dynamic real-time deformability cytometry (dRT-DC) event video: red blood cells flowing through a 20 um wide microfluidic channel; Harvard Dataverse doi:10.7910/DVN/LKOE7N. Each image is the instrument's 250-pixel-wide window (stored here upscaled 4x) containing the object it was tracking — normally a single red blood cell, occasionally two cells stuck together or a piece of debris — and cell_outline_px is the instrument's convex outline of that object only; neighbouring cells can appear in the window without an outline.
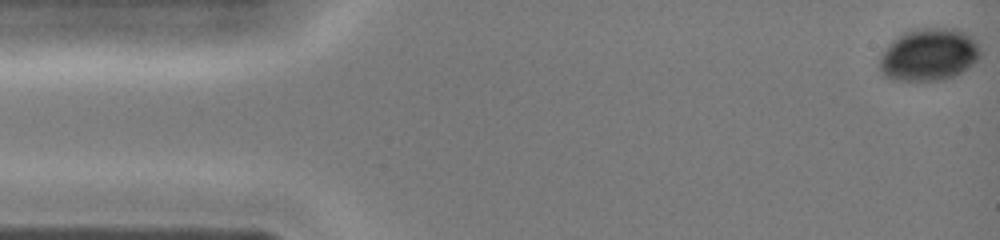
{"species": "common noctule bat (a hibernating species)", "species_latin": "Nyctalus noctula", "temperature_condition": "cold", "stored_images_in_passage": 41, "camera_frame_rate_fps": 3000, "um_per_image_px": 0.085, "animal": {"sex": "female", "body_mass_g": 19.0, "forearm_length_mm": 51.5}, "frame": {"image": 1, "passage_image": 1, "time_ms": 0.0, "image_size_px": [1000, 240], "cell_outline_px": [[984, 52], [968, 68], [956, 76], [944, 80], [892, 80], [884, 76], [880, 72], [880, 56], [888, 44], [892, 40], [904, 32], [916, 28], [956, 28], [972, 36], [976, 40]], "centroid_in_image_um": [78.98, 4.64], "position_along_channel_um": 6.0, "area_um2": 31.27}}
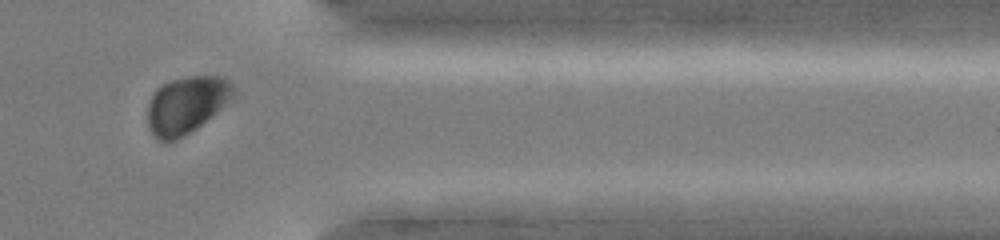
{"frame": {"image": 2, "passage_image": 34, "time_ms": 11.0, "image_size_px": [1000, 240], "cell_outline_px": [[232, 100], [196, 128], [184, 136], [168, 144], [160, 140], [148, 128], [148, 104], [156, 88], [160, 84], [172, 80], [188, 76], [224, 76], [232, 84]], "centroid_in_image_um": [15.83, 8.92], "position_along_channel_um": 395.6, "area_um2": 28.55}}